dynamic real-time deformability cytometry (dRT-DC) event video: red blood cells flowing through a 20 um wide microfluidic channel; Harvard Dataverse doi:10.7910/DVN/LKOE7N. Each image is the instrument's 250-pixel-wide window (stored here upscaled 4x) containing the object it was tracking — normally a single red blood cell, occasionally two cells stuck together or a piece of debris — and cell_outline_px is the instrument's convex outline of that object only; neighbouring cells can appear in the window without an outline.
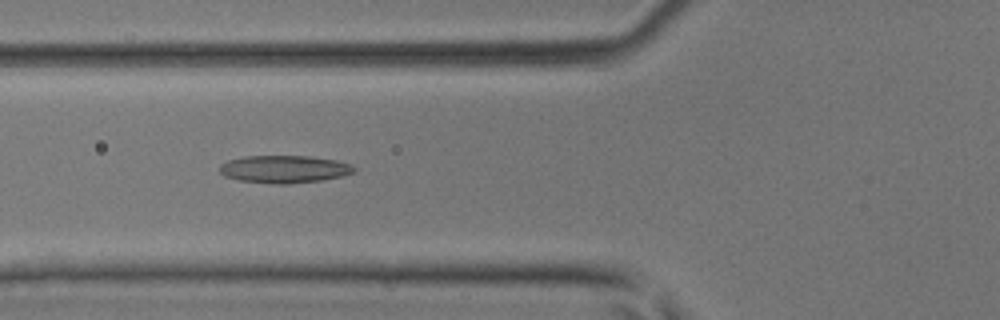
{"species": "common noctule bat (a hibernating species)", "species_latin": "Nyctalus noctula", "temperature_condition": "room temperature", "stored_images_in_passage": 39, "camera_frame_rate_fps": 3000, "um_per_image_px": 0.085, "animal": {"sex": "male", "body_mass_g": 17.9, "forearm_length_mm": 54.2}, "frame": {"image": 1, "passage_image": 16, "time_ms": 5.0, "image_size_px": [1000, 320], "cell_outline_px": [[356, 172], [340, 176], [320, 180], [288, 184], [280, 184], [240, 180], [224, 176], [220, 172], [220, 164], [228, 160], [244, 156], [312, 156], [336, 160], [352, 164], [356, 168]], "centroid_in_image_um": [24.18, 14.36], "position_along_channel_um": 101.6, "area_um2": 21.56}}
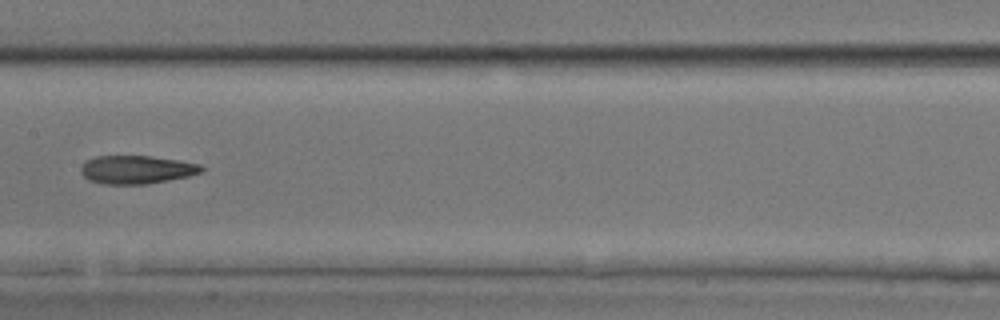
{"frame": {"image": 2, "passage_image": 22, "time_ms": 7.0, "image_size_px": [1000, 320], "cell_outline_px": [[204, 168], [200, 172], [188, 176], [148, 184], [104, 184], [88, 180], [80, 172], [80, 168], [88, 160], [96, 156], [152, 156], [180, 160], [200, 164]], "centroid_in_image_um": [11.61, 14.42], "position_along_channel_um": 195.8, "area_um2": 19.83}}
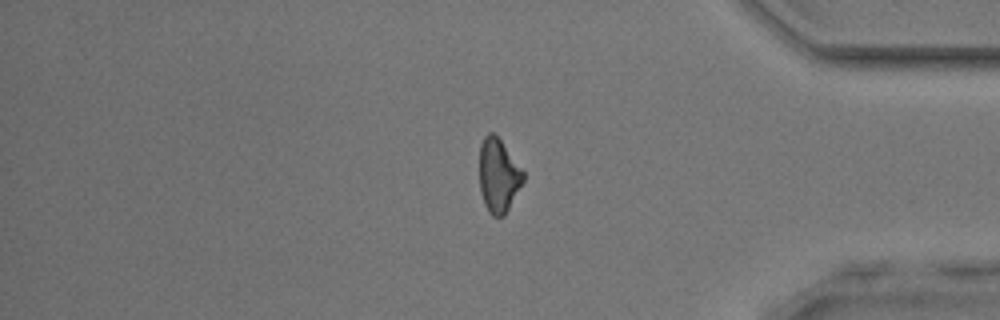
{"frame": {"image": 3, "passage_image": 36, "time_ms": 11.667, "image_size_px": [1000, 320], "cell_outline_px": [[524, 180], [504, 216], [492, 216], [488, 212], [484, 204], [480, 192], [480, 144], [484, 136], [488, 132], [492, 132], [500, 140], [524, 172]], "centroid_in_image_um": [42.35, 14.93], "position_along_channel_um": 392.9, "area_um2": 18.61}}